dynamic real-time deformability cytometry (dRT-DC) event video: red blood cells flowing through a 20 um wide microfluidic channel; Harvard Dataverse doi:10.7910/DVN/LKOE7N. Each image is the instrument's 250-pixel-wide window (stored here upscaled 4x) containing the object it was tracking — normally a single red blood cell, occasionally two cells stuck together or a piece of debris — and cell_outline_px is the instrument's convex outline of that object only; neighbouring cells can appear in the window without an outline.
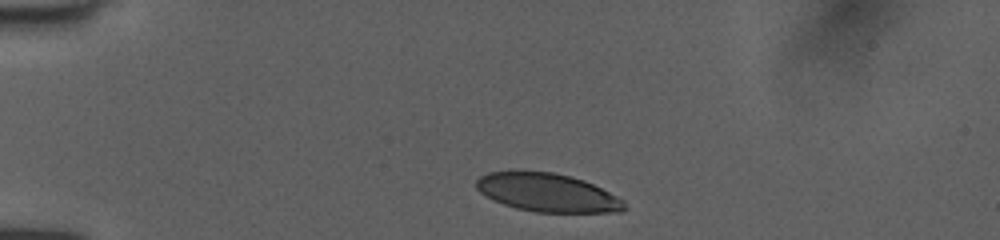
{"species": "human", "species_latin": "Homo sapiens", "temperature_condition": "room temperature", "stored_images_in_passage": 35, "camera_frame_rate_fps": 3000, "um_per_image_px": 0.085, "donor": {"sex": "female"}, "frame": {"image": 1, "passage_image": 1, "time_ms": 0.0, "image_size_px": [1000, 240], "cell_outline_px": [[628, 208], [620, 212], [536, 212], [516, 208], [492, 200], [480, 192], [476, 188], [476, 180], [480, 176], [488, 172], [552, 172], [572, 176], [584, 180], [624, 200]], "centroid_in_image_um": [46.54, 16.38], "position_along_channel_um": 38.5, "area_um2": 32.89}}
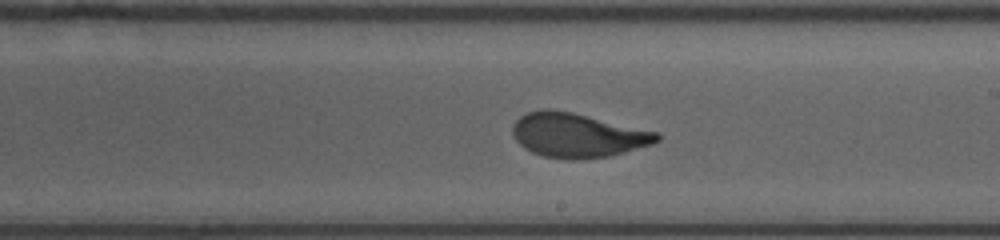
{"frame": {"image": 2, "passage_image": 20, "time_ms": 6.333, "image_size_px": [1000, 240], "cell_outline_px": [[660, 140], [652, 144], [624, 152], [608, 156], [572, 160], [568, 160], [544, 156], [532, 152], [524, 148], [516, 140], [512, 132], [512, 124], [520, 116], [528, 112], [548, 108], [572, 112], [656, 132], [660, 136]], "centroid_in_image_um": [49.05, 11.49], "position_along_channel_um": 240.0, "area_um2": 36.93}}
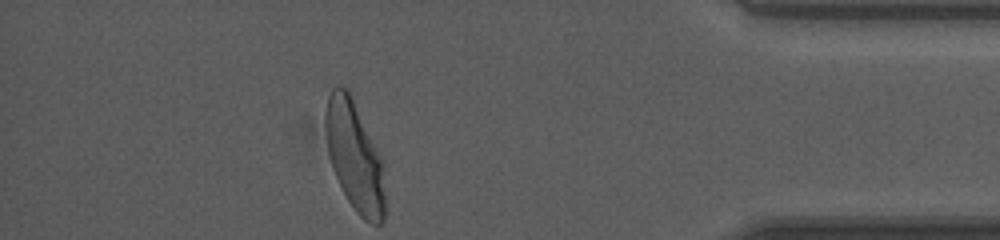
{"frame": {"image": 3, "passage_image": 35, "time_ms": 11.333, "image_size_px": [1000, 240], "cell_outline_px": [[384, 220], [380, 224], [372, 224], [364, 220], [356, 212], [348, 200], [336, 176], [328, 152], [324, 120], [324, 112], [328, 96], [332, 88], [336, 84], [340, 84], [348, 92], [380, 156], [384, 192]], "centroid_in_image_um": [30.1, 13.29], "position_along_channel_um": 405.1, "area_um2": 36.93}, "authors_computed_cell_mechanics": {"area_um2": 37.1076, "velocity_mm_per_s": 3.9993, "shape_relaxation_time_tau1_ms": 2.8832, "shape_relaxation_time_tau2_ms": null, "deformation_change_tau1": 0.1651, "deformation_change_tau2": null}}